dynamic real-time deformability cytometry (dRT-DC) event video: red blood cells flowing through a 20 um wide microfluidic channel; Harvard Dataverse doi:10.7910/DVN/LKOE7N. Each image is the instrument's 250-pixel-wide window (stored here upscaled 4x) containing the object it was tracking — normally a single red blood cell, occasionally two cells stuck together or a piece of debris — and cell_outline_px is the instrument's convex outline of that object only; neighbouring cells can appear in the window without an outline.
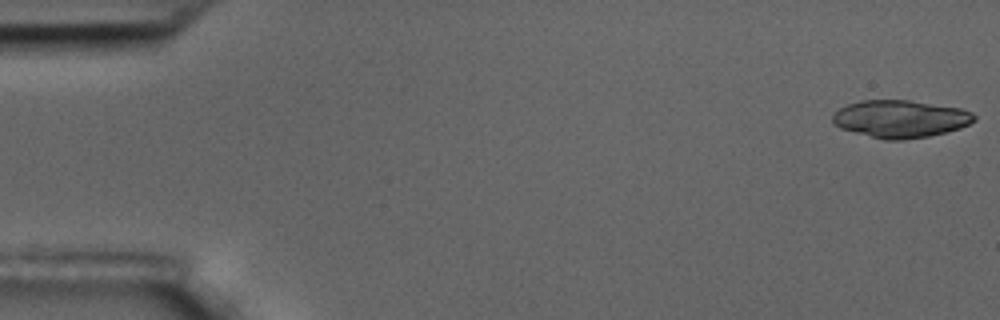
{"species": "common noctule bat (a hibernating species)", "species_latin": "Nyctalus noctula", "temperature_condition": "room temperature", "stored_images_in_passage": 6, "camera_frame_rate_fps": 3000, "um_per_image_px": 0.085, "animal": {"sex": "male", "body_mass_g": 17.5, "forearm_length_mm": 52.3}, "frame": {"image": 1, "passage_image": 1, "time_ms": 0.0, "image_size_px": [1000, 320], "cell_outline_px": [[976, 120], [960, 128], [928, 136], [904, 140], [884, 140], [840, 128], [832, 124], [832, 116], [840, 108], [848, 104], [860, 100], [908, 100], [960, 108], [972, 112], [976, 116]], "centroid_in_image_um": [76.52, 10.1], "position_along_channel_um": 8.5, "area_um2": 30.87}}